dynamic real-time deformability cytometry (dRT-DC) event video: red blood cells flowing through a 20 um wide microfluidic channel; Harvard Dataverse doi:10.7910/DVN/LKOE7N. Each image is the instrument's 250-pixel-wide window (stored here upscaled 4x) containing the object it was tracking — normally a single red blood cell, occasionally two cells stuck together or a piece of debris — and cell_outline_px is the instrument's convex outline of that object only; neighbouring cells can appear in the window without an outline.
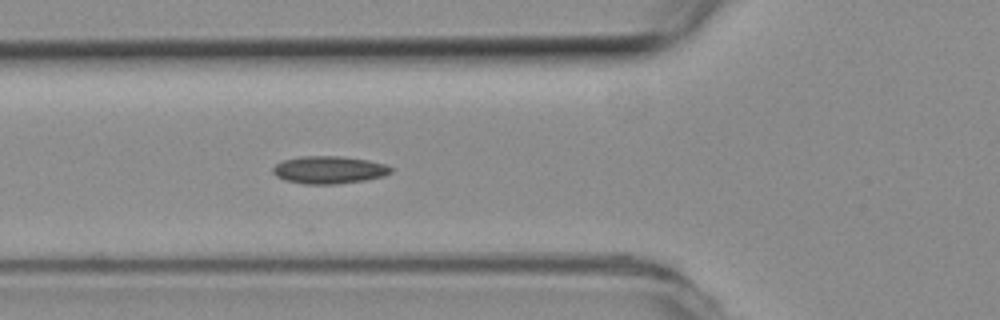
{"species": "common noctule bat (a hibernating species)", "species_latin": "Nyctalus noctula", "temperature_condition": "room temperature", "stored_images_in_passage": 23, "camera_frame_rate_fps": 3000, "um_per_image_px": 0.085, "animal": {"sex": "female", "body_mass_g": 19.3, "forearm_length_mm": 54.1}, "frame": {"image": 1, "passage_image": 4, "time_ms": 1.0, "image_size_px": [1000, 320], "cell_outline_px": [[392, 172], [384, 176], [364, 180], [336, 184], [304, 184], [284, 180], [276, 176], [272, 172], [272, 168], [280, 160], [300, 156], [340, 156], [368, 160], [384, 164], [392, 168]], "centroid_in_image_um": [27.92, 14.43], "position_along_channel_um": 97.9, "area_um2": 19.07}}
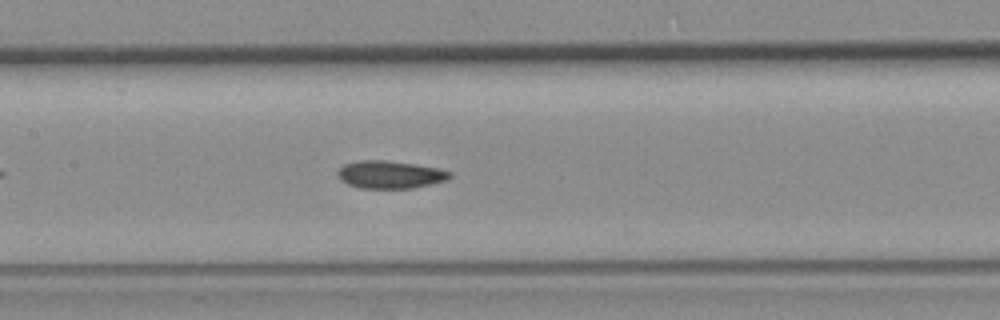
{"frame": {"image": 2, "passage_image": 10, "time_ms": 3.0, "image_size_px": [1000, 320], "cell_outline_px": [[452, 176], [448, 180], [412, 188], [360, 188], [348, 184], [340, 180], [336, 176], [336, 172], [344, 164], [356, 160], [384, 160], [440, 168], [452, 172]], "centroid_in_image_um": [33.14, 14.84], "position_along_channel_um": 174.3, "area_um2": 18.21}}
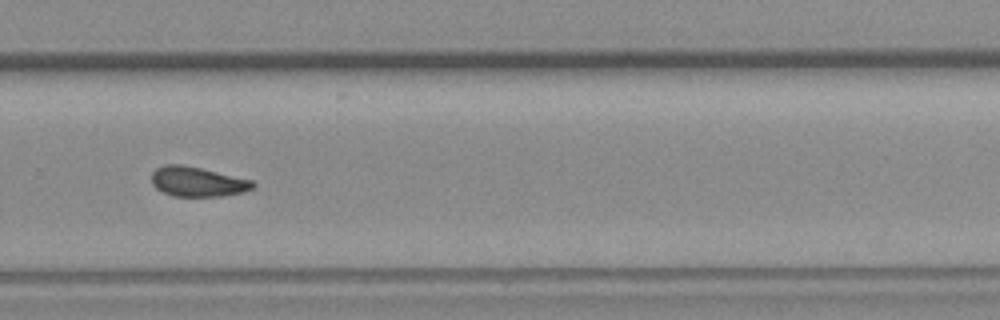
{"frame": {"image": 3, "passage_image": 21, "time_ms": 6.667, "image_size_px": [1000, 320], "cell_outline_px": [[256, 188], [244, 192], [224, 196], [172, 196], [156, 188], [152, 184], [152, 172], [156, 168], [168, 164], [184, 164], [252, 180], [256, 184]], "centroid_in_image_um": [16.82, 15.44], "position_along_channel_um": 313.0, "area_um2": 17.69}}